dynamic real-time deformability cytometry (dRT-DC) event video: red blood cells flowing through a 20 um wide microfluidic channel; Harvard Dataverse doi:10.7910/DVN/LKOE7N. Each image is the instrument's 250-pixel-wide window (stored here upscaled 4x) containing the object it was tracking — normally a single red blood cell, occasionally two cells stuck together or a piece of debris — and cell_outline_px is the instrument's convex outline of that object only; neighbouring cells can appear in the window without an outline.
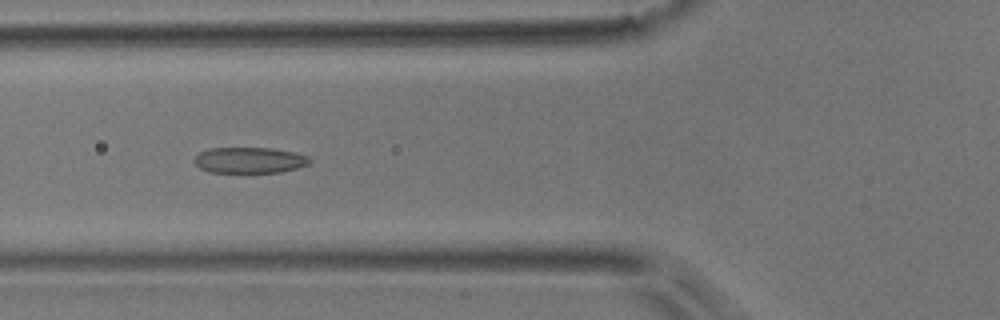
{"species": "common noctule bat (a hibernating species)", "species_latin": "Nyctalus noctula", "temperature_condition": "room temperature", "stored_images_in_passage": 9, "camera_frame_rate_fps": 3000, "um_per_image_px": 0.085, "animal": {"sex": "male", "body_mass_g": 17.9}, "frame": {"image": 1, "passage_image": 6, "time_ms": 1.667, "image_size_px": [1000, 320], "cell_outline_px": [[312, 160], [308, 164], [296, 168], [280, 172], [208, 172], [200, 168], [192, 160], [200, 152], [208, 148], [272, 148], [292, 152], [308, 156]], "centroid_in_image_um": [21.18, 13.61], "position_along_channel_um": 104.6, "area_um2": 17.34}}
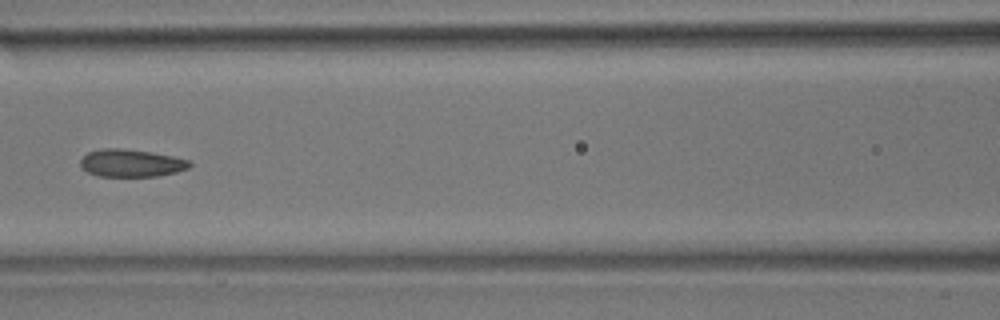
{"frame": {"image": 2, "passage_image": 7, "time_ms": 2.0, "image_size_px": [1000, 320], "cell_outline_px": [[192, 164], [188, 168], [176, 172], [156, 176], [100, 176], [88, 172], [80, 164], [80, 160], [88, 152], [100, 148], [120, 148], [152, 152], [192, 160]], "centroid_in_image_um": [11.18, 13.85], "position_along_channel_um": 155.4, "area_um2": 17.51}}